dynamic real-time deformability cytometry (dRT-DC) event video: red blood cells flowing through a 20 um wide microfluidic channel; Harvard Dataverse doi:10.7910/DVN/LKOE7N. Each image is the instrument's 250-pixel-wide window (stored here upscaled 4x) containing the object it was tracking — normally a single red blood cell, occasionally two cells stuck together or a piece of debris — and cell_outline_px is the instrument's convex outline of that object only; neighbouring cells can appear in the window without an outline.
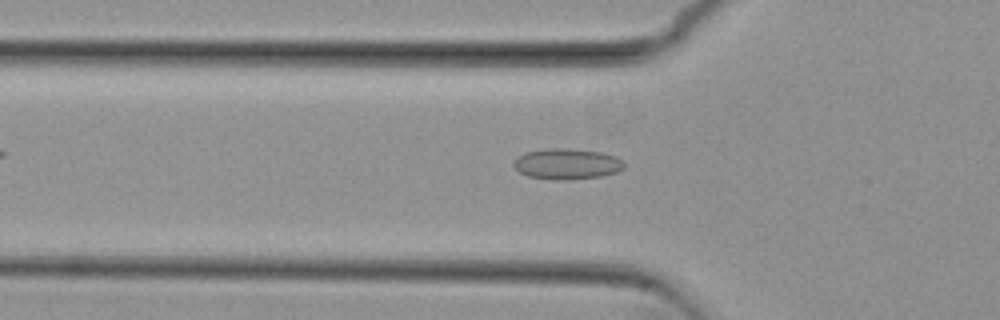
{"species": "common noctule bat (a hibernating species)", "species_latin": "Nyctalus noctula", "temperature_condition": "cold", "stored_images_in_passage": 45, "camera_frame_rate_fps": 3000, "um_per_image_px": 0.085, "animal": {"sex": "female", "body_mass_g": 29.2, "forearm_length_mm": 56.3}, "frame": {"image": 1, "passage_image": 15, "time_ms": 4.667, "image_size_px": [1000, 320], "cell_outline_px": [[624, 168], [616, 172], [600, 176], [564, 180], [552, 180], [528, 176], [520, 172], [512, 164], [524, 152], [548, 148], [564, 148], [600, 152], [616, 156], [624, 164]], "centroid_in_image_um": [48.17, 13.93], "position_along_channel_um": 77.6, "area_um2": 19.59}}
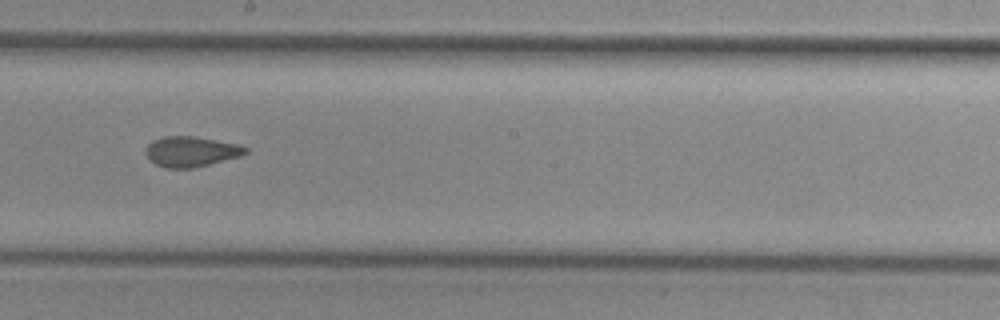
{"frame": {"image": 2, "passage_image": 27, "time_ms": 8.667, "image_size_px": [1000, 320], "cell_outline_px": [[248, 152], [240, 156], [192, 168], [164, 168], [156, 164], [144, 152], [148, 144], [152, 140], [164, 136], [196, 136], [240, 144], [248, 148]], "centroid_in_image_um": [16.25, 12.86], "position_along_channel_um": 231.9, "area_um2": 17.63}}
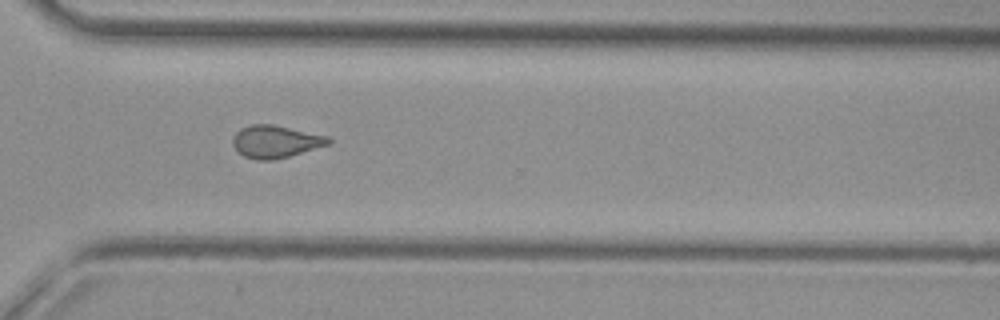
{"frame": {"image": 3, "passage_image": 36, "time_ms": 11.667, "image_size_px": [1000, 320], "cell_outline_px": [[332, 144], [288, 156], [272, 160], [256, 160], [244, 156], [232, 144], [232, 136], [240, 128], [252, 124], [272, 124], [328, 136], [332, 140]], "centroid_in_image_um": [23.43, 12.03], "position_along_channel_um": 347.2, "area_um2": 18.09}, "authors_computed_cell_mechanics": {"area_um2": 17.9758, "velocity_mm_per_s": 3.8499, "shape_relaxation_time_tau1_ms": null, "shape_relaxation_time_tau2_ms": 1.9022, "deformation_change_tau1": null, "deformation_change_tau2": 0.0847}}